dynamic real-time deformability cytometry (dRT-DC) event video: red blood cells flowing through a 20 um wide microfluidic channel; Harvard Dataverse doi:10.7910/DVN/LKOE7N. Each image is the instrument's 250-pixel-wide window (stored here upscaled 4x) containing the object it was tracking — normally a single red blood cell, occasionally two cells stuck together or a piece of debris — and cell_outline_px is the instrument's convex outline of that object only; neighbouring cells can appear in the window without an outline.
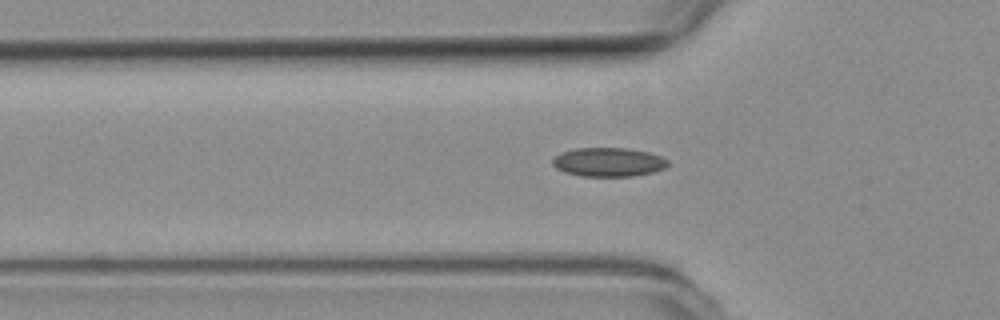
{"species": "common noctule bat (a hibernating species)", "species_latin": "Nyctalus noctula", "temperature_condition": "room temperature", "stored_images_in_passage": 39, "camera_frame_rate_fps": 3000, "um_per_image_px": 0.085, "animal": {"sex": "female", "body_mass_g": 19.3, "forearm_length_mm": 54.1}, "frame": {"image": 1, "passage_image": 9, "time_ms": 2.667, "image_size_px": [1000, 320], "cell_outline_px": [[668, 164], [664, 168], [652, 172], [636, 176], [580, 176], [564, 172], [556, 168], [552, 164], [552, 160], [560, 152], [576, 148], [628, 148], [648, 152], [660, 156], [668, 160]], "centroid_in_image_um": [51.7, 13.78], "position_along_channel_um": 74.1, "area_um2": 19.48}}
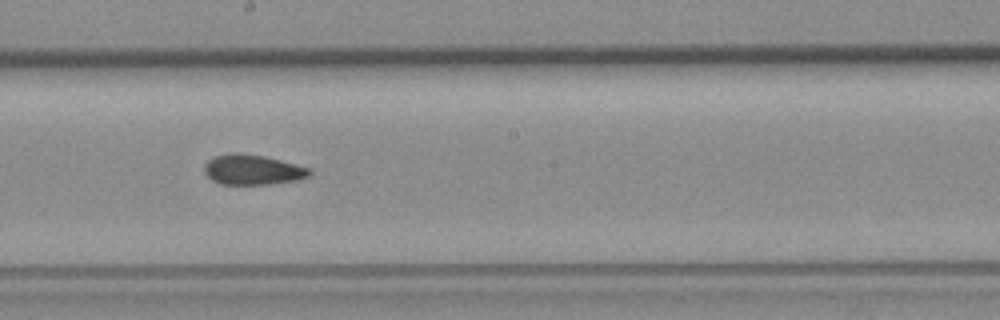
{"frame": {"image": 2, "passage_image": 21, "time_ms": 6.667, "image_size_px": [1000, 320], "cell_outline_px": [[312, 172], [308, 176], [296, 180], [268, 184], [220, 184], [212, 180], [204, 172], [204, 164], [208, 160], [216, 156], [236, 152], [264, 156], [312, 168]], "centroid_in_image_um": [21.47, 14.42], "position_along_channel_um": 226.7, "area_um2": 18.38}}
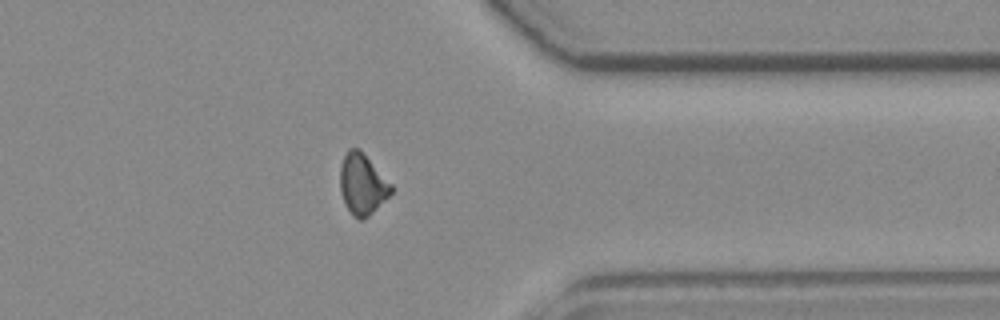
{"frame": {"image": 3, "passage_image": 34, "time_ms": 11.0, "image_size_px": [1000, 320], "cell_outline_px": [[392, 192], [364, 220], [360, 220], [352, 216], [344, 204], [340, 192], [340, 164], [348, 148], [360, 148], [392, 184]], "centroid_in_image_um": [30.77, 15.65], "position_along_channel_um": 380.6, "area_um2": 18.26}, "authors_computed_cell_mechanics": {"area_um2": 18.496, "velocity_mm_per_s": 3.7962, "shape_relaxation_time_tau1_ms": null, "shape_relaxation_time_tau2_ms": 2.6074, "deformation_change_tau1": null, "deformation_change_tau2": 0.0843}}